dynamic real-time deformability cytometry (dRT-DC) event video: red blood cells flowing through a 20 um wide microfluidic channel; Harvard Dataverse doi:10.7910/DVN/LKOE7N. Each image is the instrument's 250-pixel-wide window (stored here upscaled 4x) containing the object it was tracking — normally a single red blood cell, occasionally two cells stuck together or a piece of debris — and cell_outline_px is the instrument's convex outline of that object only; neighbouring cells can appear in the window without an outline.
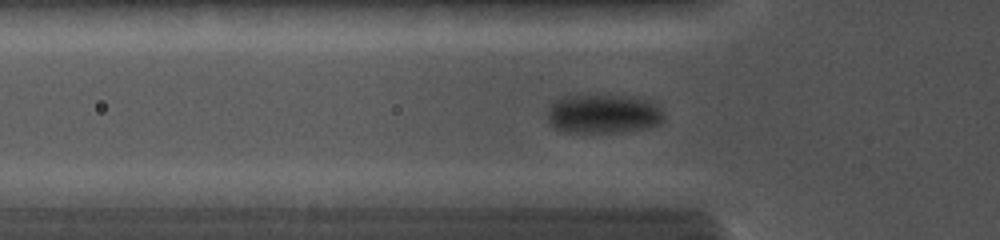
{"species": "common noctule bat (a hibernating species)", "species_latin": "Nyctalus noctula", "temperature_condition": "cold", "stored_images_in_passage": 41, "camera_frame_rate_fps": 5000, "um_per_image_px": 0.085, "animal": {"sex": "female", "body_mass_g": 19.0, "forearm_length_mm": 56.7}, "frame": {"image": 1, "passage_image": 10, "time_ms": 3.0, "image_size_px": [1000, 240], "cell_outline_px": [[664, 120], [660, 124], [648, 128], [612, 132], [564, 132], [552, 128], [548, 124], [548, 108], [552, 100], [576, 92], [600, 92], [628, 96], [648, 100], [656, 104], [664, 112]], "centroid_in_image_um": [51.21, 9.61], "position_along_channel_um": 74.6, "area_um2": 28.03}}
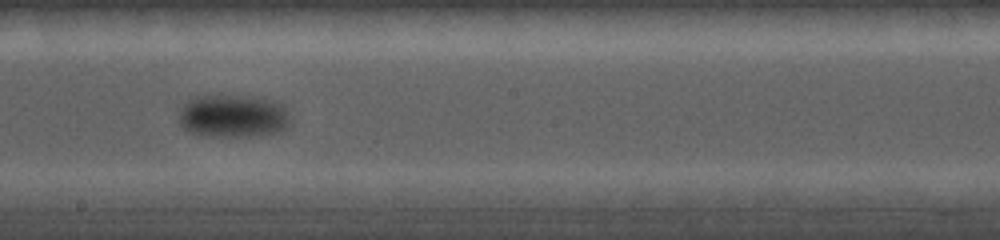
{"frame": {"image": 2, "passage_image": 24, "time_ms": 6.8, "image_size_px": [1000, 240], "cell_outline_px": [[292, 124], [280, 132], [252, 136], [208, 136], [192, 132], [184, 128], [180, 124], [180, 108], [188, 100], [196, 96], [252, 96], [280, 100], [284, 104], [288, 112]], "centroid_in_image_um": [19.9, 9.85], "position_along_channel_um": 228.3, "area_um2": 28.26}}
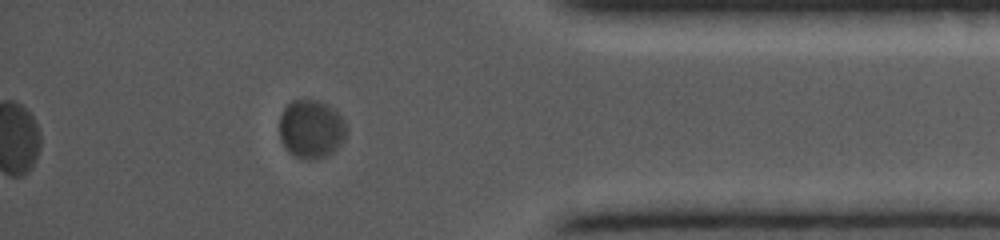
{"frame": {"image": 3, "passage_image": 37, "time_ms": 11.6, "image_size_px": [1000, 240], "cell_outline_px": [[344, 140], [332, 152], [324, 156], [308, 160], [292, 156], [288, 152], [280, 140], [280, 112], [292, 100], [316, 100], [336, 108], [344, 120]], "centroid_in_image_um": [26.42, 10.96], "position_along_channel_um": 408.8, "area_um2": 22.83}}